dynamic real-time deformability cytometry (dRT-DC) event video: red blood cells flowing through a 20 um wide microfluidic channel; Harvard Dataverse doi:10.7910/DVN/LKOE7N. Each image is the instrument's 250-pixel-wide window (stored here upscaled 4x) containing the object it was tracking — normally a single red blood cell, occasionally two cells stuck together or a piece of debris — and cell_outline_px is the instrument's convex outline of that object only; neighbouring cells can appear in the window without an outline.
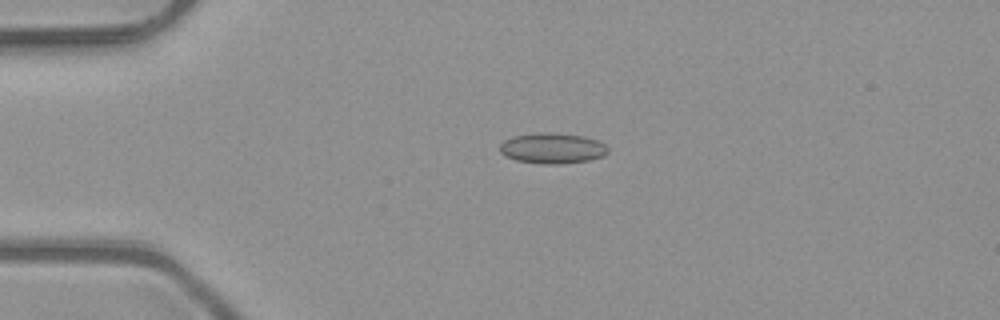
{"species": "common noctule bat (a hibernating species)", "species_latin": "Nyctalus noctula", "temperature_condition": "room temperature", "stored_images_in_passage": 6, "camera_frame_rate_fps": 3000, "um_per_image_px": 0.085, "animal": {"sex": "male", "body_mass_g": 23.1, "forearm_length_mm": 52.7}, "frame": {"image": 1, "passage_image": 4, "time_ms": 1.0, "image_size_px": [1000, 320], "cell_outline_px": [[608, 152], [604, 156], [588, 160], [556, 164], [544, 164], [516, 160], [504, 156], [500, 152], [500, 144], [504, 140], [512, 136], [544, 132], [552, 132], [584, 136], [596, 140], [604, 144], [608, 148]], "centroid_in_image_um": [46.93, 12.59], "position_along_channel_um": 38.1, "area_um2": 19.25}}
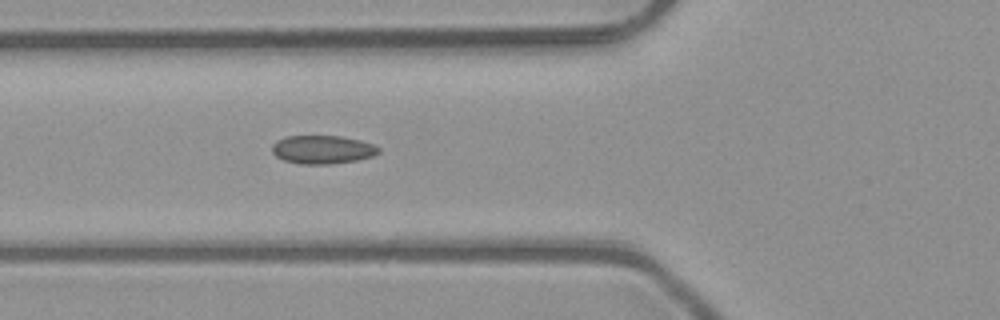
{"frame": {"image": 2, "passage_image": 6, "time_ms": 1.667, "image_size_px": [1000, 320], "cell_outline_px": [[380, 152], [372, 156], [356, 160], [332, 164], [300, 164], [284, 160], [276, 156], [272, 152], [272, 144], [276, 140], [288, 136], [340, 136], [360, 140], [372, 144], [380, 148]], "centroid_in_image_um": [27.4, 12.71], "position_along_channel_um": 98.4, "area_um2": 17.63}}